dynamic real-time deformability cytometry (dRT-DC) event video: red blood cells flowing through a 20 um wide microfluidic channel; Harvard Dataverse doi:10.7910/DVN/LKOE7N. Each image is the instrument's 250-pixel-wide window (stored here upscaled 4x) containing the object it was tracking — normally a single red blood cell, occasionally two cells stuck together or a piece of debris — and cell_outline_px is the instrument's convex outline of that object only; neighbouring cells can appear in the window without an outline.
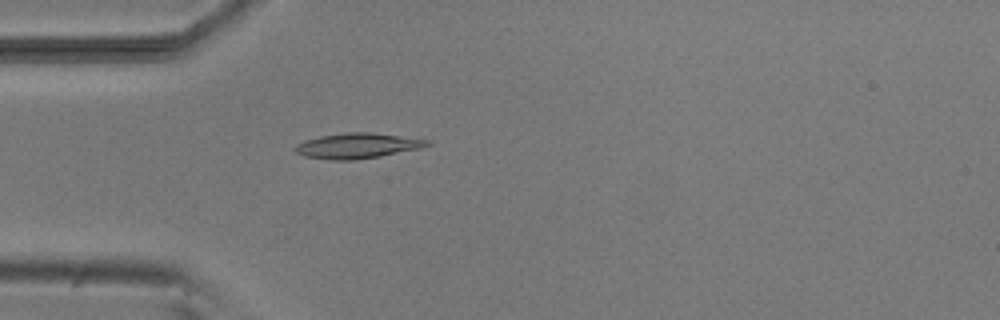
{"species": "common noctule bat (a hibernating species)", "species_latin": "Nyctalus noctula", "temperature_condition": "room temperature", "stored_images_in_passage": 3, "camera_frame_rate_fps": 3000, "um_per_image_px": 0.085, "animal": {"sex": "male", "body_mass_g": 20.5, "forearm_length_mm": 52.5}, "frame": {"image": 1, "passage_image": 3, "time_ms": 2.333, "image_size_px": [1000, 320], "cell_outline_px": [[432, 144], [420, 148], [380, 156], [356, 160], [332, 160], [304, 156], [296, 152], [292, 148], [296, 144], [304, 140], [320, 136], [344, 132], [368, 132], [432, 140]], "centroid_in_image_um": [30.35, 12.38], "position_along_channel_um": 54.6, "area_um2": 19.54}}